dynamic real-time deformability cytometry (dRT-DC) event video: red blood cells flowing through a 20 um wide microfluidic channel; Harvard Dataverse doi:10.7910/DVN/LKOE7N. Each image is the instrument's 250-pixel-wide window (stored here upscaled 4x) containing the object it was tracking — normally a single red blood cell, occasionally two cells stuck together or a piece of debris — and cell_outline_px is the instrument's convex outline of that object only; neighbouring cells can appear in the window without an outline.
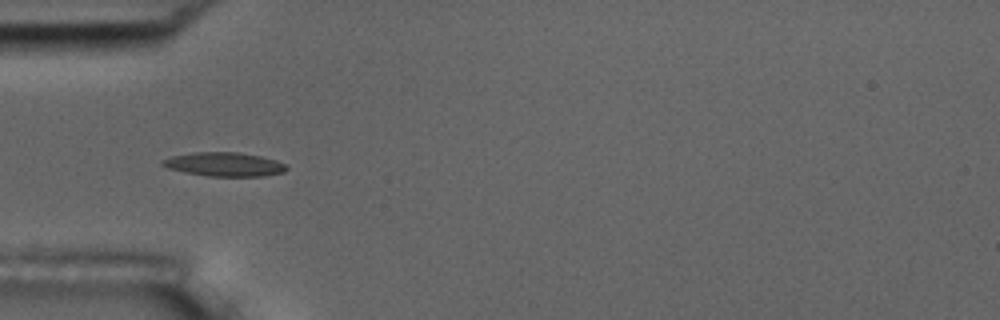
{"species": "common noctule bat (a hibernating species)", "species_latin": "Nyctalus noctula", "temperature_condition": "room temperature", "stored_images_in_passage": 6, "camera_frame_rate_fps": 3000, "um_per_image_px": 0.085, "animal": {"sex": "male", "body_mass_g": 17.5, "forearm_length_mm": 52.3}, "frame": {"image": 1, "passage_image": 6, "time_ms": 5.667, "image_size_px": [1000, 320], "cell_outline_px": [[288, 168], [284, 172], [264, 176], [208, 176], [184, 172], [168, 168], [160, 164], [160, 160], [172, 156], [192, 152], [236, 152], [260, 156], [276, 160], [288, 164]], "centroid_in_image_um": [19.07, 13.96], "position_along_channel_um": 65.9, "area_um2": 17.4}}